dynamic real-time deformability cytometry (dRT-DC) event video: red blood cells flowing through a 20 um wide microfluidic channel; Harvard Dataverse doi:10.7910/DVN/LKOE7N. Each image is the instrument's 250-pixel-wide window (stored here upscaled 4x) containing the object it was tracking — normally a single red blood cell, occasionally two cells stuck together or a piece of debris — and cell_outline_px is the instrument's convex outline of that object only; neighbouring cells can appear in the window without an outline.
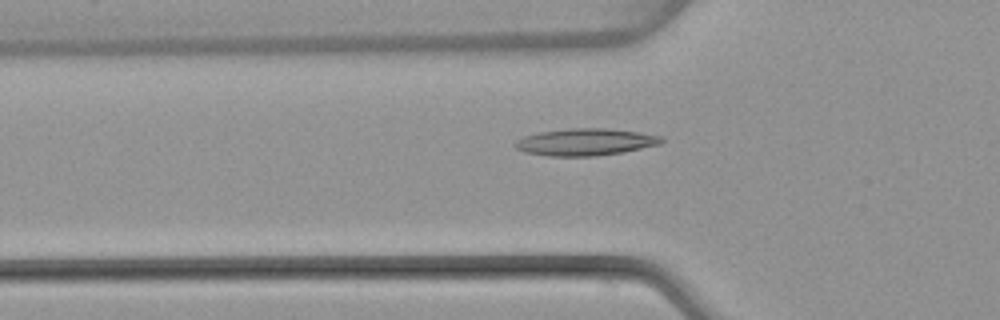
{"species": "common noctule bat (a hibernating species)", "species_latin": "Nyctalus noctula", "temperature_condition": "warm", "stored_images_in_passage": 47, "camera_frame_rate_fps": 3000, "um_per_image_px": 0.085, "animal": {"sex": "female", "body_mass_g": 22.7, "forearm_length_mm": 54.2}, "frame": {"image": 1, "passage_image": 17, "time_ms": 5.333, "image_size_px": [1000, 320], "cell_outline_px": [[664, 140], [660, 144], [624, 152], [592, 156], [548, 156], [524, 152], [516, 148], [512, 144], [516, 140], [524, 136], [540, 132], [568, 128], [604, 128], [636, 132], [664, 136]], "centroid_in_image_um": [49.74, 12.07], "position_along_channel_um": 76.1, "area_um2": 23.06}}
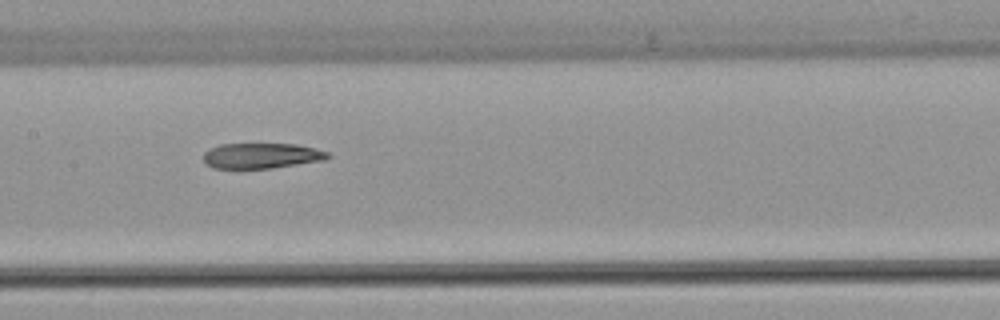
{"frame": {"image": 2, "passage_image": 25, "time_ms": 8.0, "image_size_px": [1000, 320], "cell_outline_px": [[332, 156], [324, 160], [272, 168], [212, 168], [204, 164], [204, 152], [208, 148], [220, 144], [296, 144], [316, 148], [328, 152]], "centroid_in_image_um": [22.21, 13.23], "position_along_channel_um": 185.2, "area_um2": 18.55}}
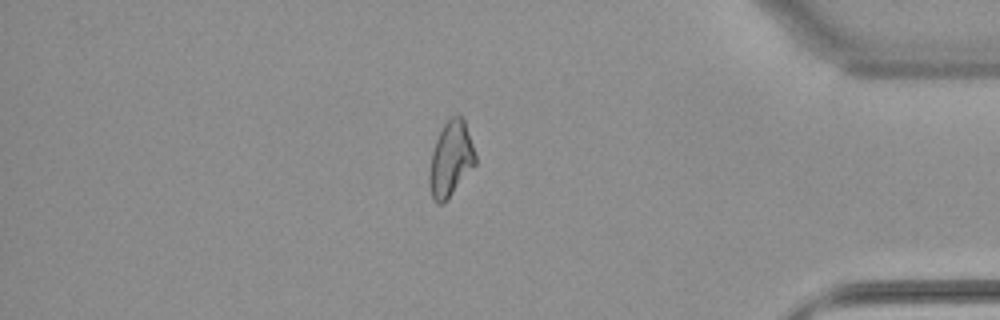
{"frame": {"image": 3, "passage_image": 43, "time_ms": 14.0, "image_size_px": [1000, 320], "cell_outline_px": [[476, 164], [444, 204], [436, 204], [432, 196], [428, 184], [428, 176], [432, 152], [436, 140], [444, 124], [452, 116], [460, 116], [464, 120], [476, 156]], "centroid_in_image_um": [38.3, 13.57], "position_along_channel_um": 396.9, "area_um2": 20.0}}